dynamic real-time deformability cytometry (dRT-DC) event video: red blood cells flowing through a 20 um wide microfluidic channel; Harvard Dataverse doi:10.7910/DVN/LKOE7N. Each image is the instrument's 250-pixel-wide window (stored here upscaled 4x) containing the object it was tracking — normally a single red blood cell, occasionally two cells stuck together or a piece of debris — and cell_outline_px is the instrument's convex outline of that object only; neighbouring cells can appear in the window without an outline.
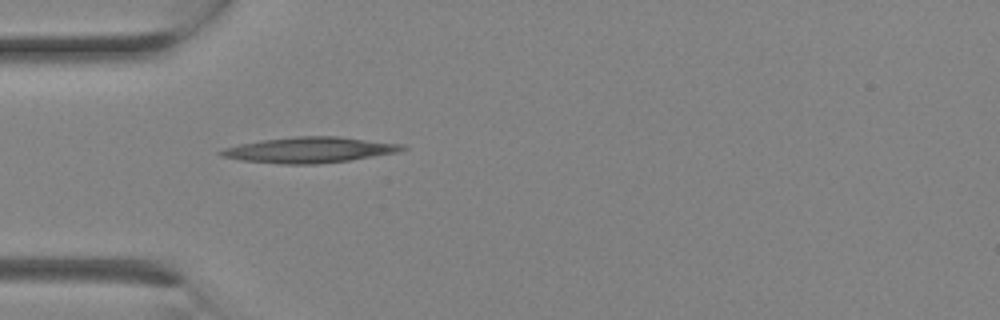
{"species": "Egyptian fruit bat (a non-hibernating species)", "species_latin": "Rousettus aegyptiacus", "temperature_condition": "room temperature", "stored_images_in_passage": 2, "camera_frame_rate_fps": 3000, "um_per_image_px": 0.085, "animal": {"sex": "female"}, "frame": {"image": 1, "passage_image": 2, "time_ms": 0.333, "image_size_px": [1000, 320], "cell_outline_px": [[408, 148], [400, 152], [348, 160], [316, 164], [284, 164], [240, 160], [220, 156], [216, 152], [224, 148], [240, 144], [260, 140], [296, 136], [340, 136], [404, 144]], "centroid_in_image_um": [26.32, 12.73], "position_along_channel_um": 58.7, "area_um2": 27.28}}